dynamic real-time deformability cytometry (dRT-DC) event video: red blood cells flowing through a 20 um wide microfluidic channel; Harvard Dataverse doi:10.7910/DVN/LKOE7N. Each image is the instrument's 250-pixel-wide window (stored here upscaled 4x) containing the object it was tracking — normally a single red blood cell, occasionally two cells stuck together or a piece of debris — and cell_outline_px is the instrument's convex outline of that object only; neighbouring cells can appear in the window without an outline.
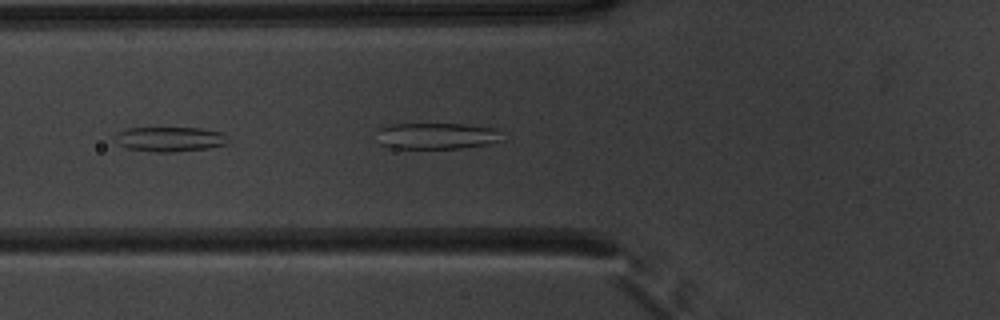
{"species": "common noctule bat (a hibernating species)", "species_latin": "Nyctalus noctula", "temperature_condition": "warm", "stored_images_in_passage": 50, "camera_frame_rate_fps": 3000, "um_per_image_px": 0.085, "animal": {"sex": "male", "body_mass_g": 20.1, "forearm_length_mm": 53.5}, "frame": {"image": 1, "passage_image": 18, "time_ms": 5.667, "image_size_px": [1000, 320], "cell_outline_px": [[232, 140], [228, 144], [208, 148], [172, 152], [156, 152], [128, 148], [116, 144], [112, 140], [112, 136], [128, 128], [200, 128], [220, 132]], "centroid_in_image_um": [14.43, 11.83], "position_along_channel_um": 111.4, "area_um2": 16.47}}
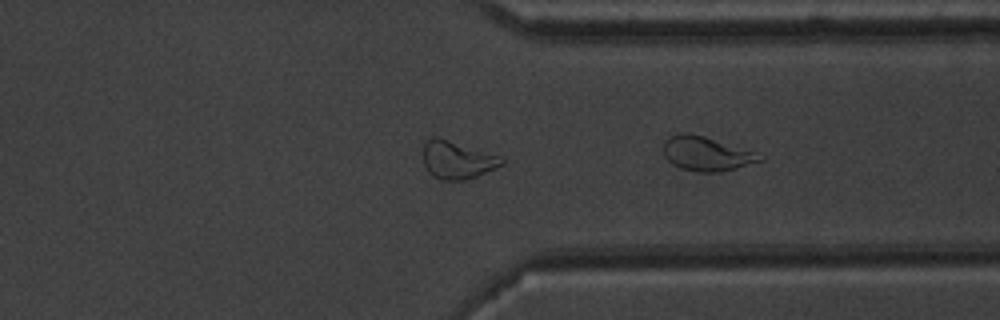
{"frame": {"image": 2, "passage_image": 38, "time_ms": 12.333, "image_size_px": [1000, 320], "cell_outline_px": [[504, 164], [476, 176], [464, 180], [440, 180], [432, 176], [428, 172], [424, 164], [420, 140], [432, 136], [436, 136], [504, 156]], "centroid_in_image_um": [38.8, 13.55], "position_along_channel_um": 372.6, "area_um2": 17.98}}
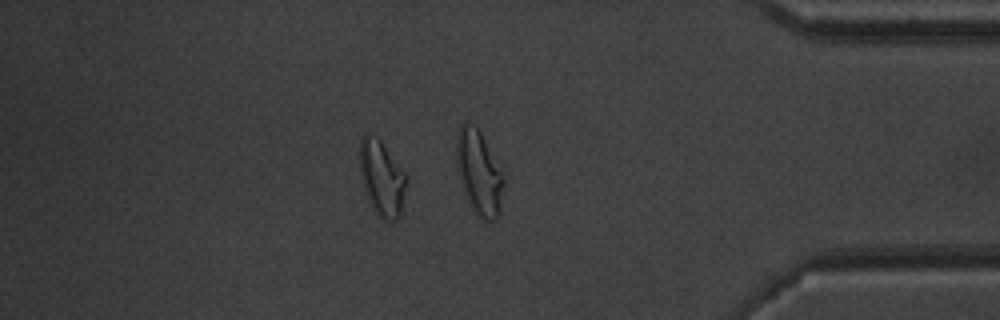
{"frame": {"image": 3, "passage_image": 43, "time_ms": 14.0, "image_size_px": [1000, 320], "cell_outline_px": [[408, 180], [400, 216], [396, 220], [384, 220], [376, 212], [368, 200], [364, 188], [360, 172], [360, 140], [364, 132], [368, 132], [380, 140], [408, 176]], "centroid_in_image_um": [32.47, 15.13], "position_along_channel_um": 402.7, "area_um2": 20.52}, "authors_computed_cell_mechanics": {"area_um2": 19.2474, "velocity_mm_per_s": 3.9329, "shape_relaxation_time_tau1_ms": 5.8666, "shape_relaxation_time_tau2_ms": 3.0744, "deformation_change_tau1": 0.1384, "deformation_change_tau2": 0.1089}}